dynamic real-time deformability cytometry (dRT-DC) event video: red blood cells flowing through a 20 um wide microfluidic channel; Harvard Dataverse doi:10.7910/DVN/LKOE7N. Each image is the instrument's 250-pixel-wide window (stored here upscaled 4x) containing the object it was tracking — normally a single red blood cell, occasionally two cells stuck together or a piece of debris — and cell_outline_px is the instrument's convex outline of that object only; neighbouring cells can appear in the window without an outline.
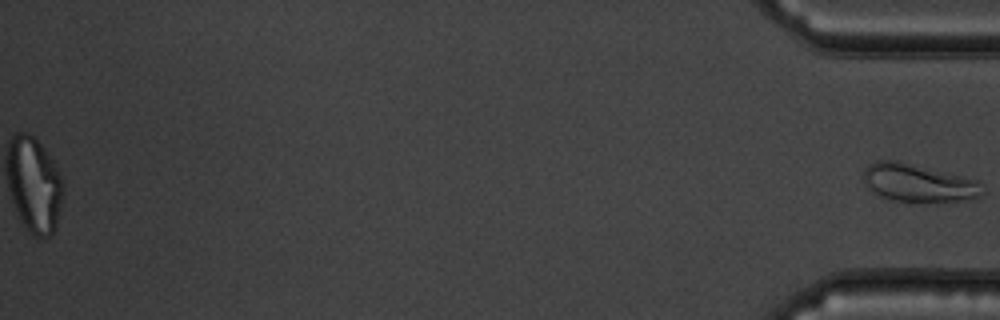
{"species": "common noctule bat (a hibernating species)", "species_latin": "Nyctalus noctula", "temperature_condition": "warm", "stored_images_in_passage": 38, "segment_of_instrument_passage": [2, 2], "camera_frame_rate_fps": 3000, "um_per_image_px": 0.085, "animal": {"sex": "male", "body_mass_g": 19.5, "forearm_length_mm": 54.6}, "frame": {"image": 1, "passage_image": 38, "time_ms": 12.333, "image_size_px": [1000, 320], "cell_outline_px": [[984, 196], [972, 200], [892, 200], [880, 196], [864, 180], [864, 168], [868, 164], [876, 160], [896, 160], [976, 180], [984, 192]], "centroid_in_image_um": [78.06, 15.53], "position_along_channel_um": 357.1, "area_um2": 25.37}}